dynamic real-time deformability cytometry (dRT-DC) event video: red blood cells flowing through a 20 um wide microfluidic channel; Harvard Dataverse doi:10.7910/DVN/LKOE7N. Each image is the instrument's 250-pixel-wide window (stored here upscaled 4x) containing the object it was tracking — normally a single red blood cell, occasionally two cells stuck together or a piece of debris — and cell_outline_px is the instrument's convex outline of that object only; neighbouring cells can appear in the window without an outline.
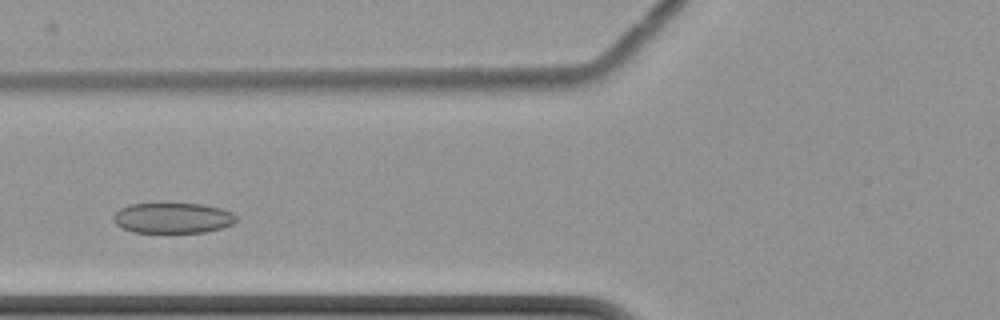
{"species": "common noctule bat (a hibernating species)", "species_latin": "Nyctalus noctula", "temperature_condition": "cold", "stored_images_in_passage": 4, "camera_frame_rate_fps": 3000, "um_per_image_px": 0.085, "animal": {"sex": "female", "body_mass_g": 22.7, "forearm_length_mm": 54.2}, "frame": {"image": 1, "passage_image": 3, "time_ms": 2.667, "image_size_px": [1000, 320], "cell_outline_px": [[236, 220], [232, 224], [220, 228], [204, 232], [132, 232], [116, 224], [112, 220], [112, 216], [120, 208], [128, 204], [160, 200], [200, 204], [220, 208], [232, 212], [236, 216]], "centroid_in_image_um": [14.61, 18.47], "position_along_channel_um": 111.2, "area_um2": 22.66}}
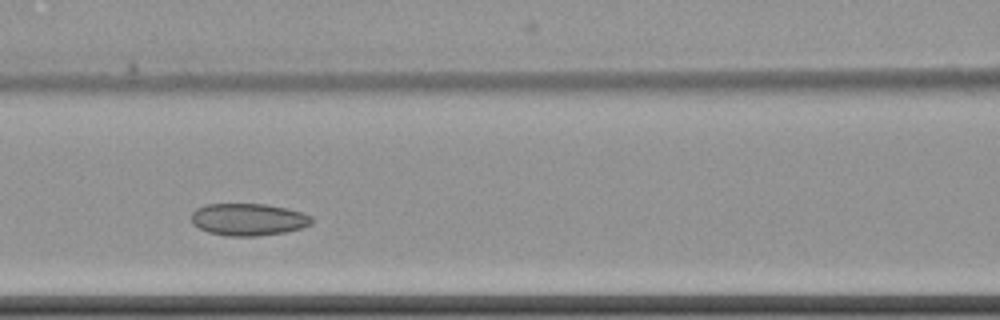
{"frame": {"image": 2, "passage_image": 4, "time_ms": 3.667, "image_size_px": [1000, 320], "cell_outline_px": [[312, 224], [300, 228], [284, 232], [256, 236], [224, 236], [208, 232], [192, 224], [192, 212], [196, 208], [204, 204], [264, 204], [288, 208], [304, 212], [312, 216]], "centroid_in_image_um": [21.11, 18.65], "position_along_channel_um": 145.5, "area_um2": 22.72}}